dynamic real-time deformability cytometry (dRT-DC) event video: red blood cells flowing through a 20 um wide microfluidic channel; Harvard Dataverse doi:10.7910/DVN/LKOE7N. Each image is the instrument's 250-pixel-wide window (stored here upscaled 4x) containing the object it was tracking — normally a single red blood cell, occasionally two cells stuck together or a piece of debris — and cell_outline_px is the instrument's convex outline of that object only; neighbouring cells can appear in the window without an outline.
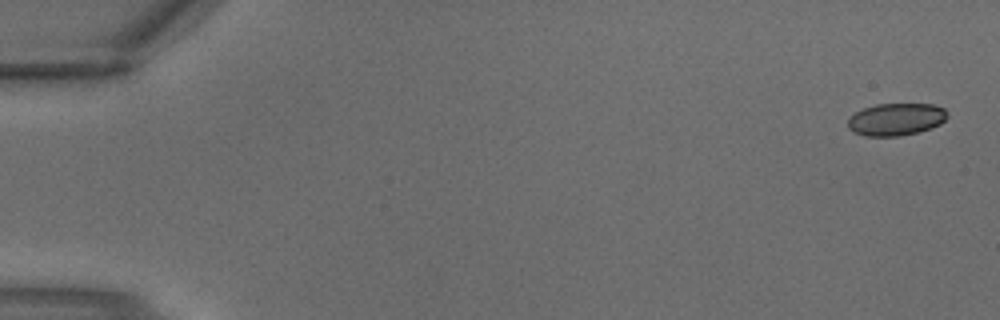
{"species": "common noctule bat (a hibernating species)", "species_latin": "Nyctalus noctula", "temperature_condition": "warm", "stored_images_in_passage": 4, "segment_of_instrument_passage": [1, 2], "camera_frame_rate_fps": 3000, "um_per_image_px": 0.085, "animal": {"sex": "male", "body_mass_g": 18.8}, "frame": {"image": 1, "passage_image": 1, "time_ms": 0.0, "image_size_px": [1000, 320], "cell_outline_px": [[948, 116], [940, 124], [932, 128], [900, 136], [864, 136], [852, 132], [848, 128], [848, 120], [856, 112], [864, 108], [876, 104], [932, 104], [944, 108], [948, 112]], "centroid_in_image_um": [76.17, 10.15], "position_along_channel_um": 8.8, "area_um2": 18.79}}
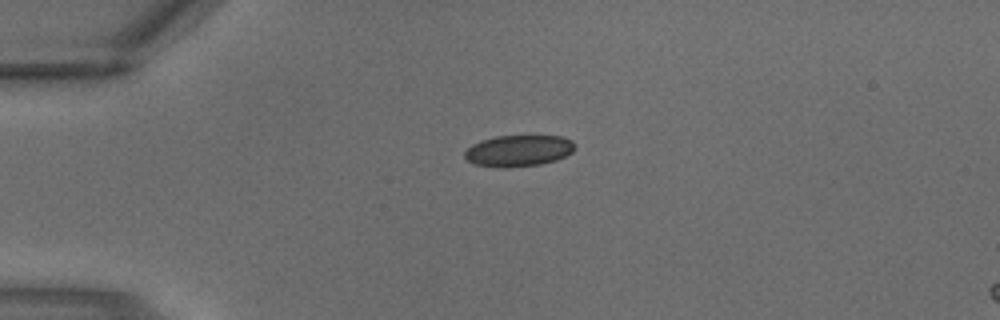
{"frame": {"image": 2, "passage_image": 3, "time_ms": 0.667, "image_size_px": [1000, 320], "cell_outline_px": [[576, 148], [572, 152], [556, 160], [540, 164], [508, 168], [496, 168], [472, 164], [464, 156], [464, 152], [472, 144], [480, 140], [496, 136], [560, 136], [572, 140], [576, 144]], "centroid_in_image_um": [44.06, 12.82], "position_along_channel_um": 40.9, "area_um2": 20.4}}